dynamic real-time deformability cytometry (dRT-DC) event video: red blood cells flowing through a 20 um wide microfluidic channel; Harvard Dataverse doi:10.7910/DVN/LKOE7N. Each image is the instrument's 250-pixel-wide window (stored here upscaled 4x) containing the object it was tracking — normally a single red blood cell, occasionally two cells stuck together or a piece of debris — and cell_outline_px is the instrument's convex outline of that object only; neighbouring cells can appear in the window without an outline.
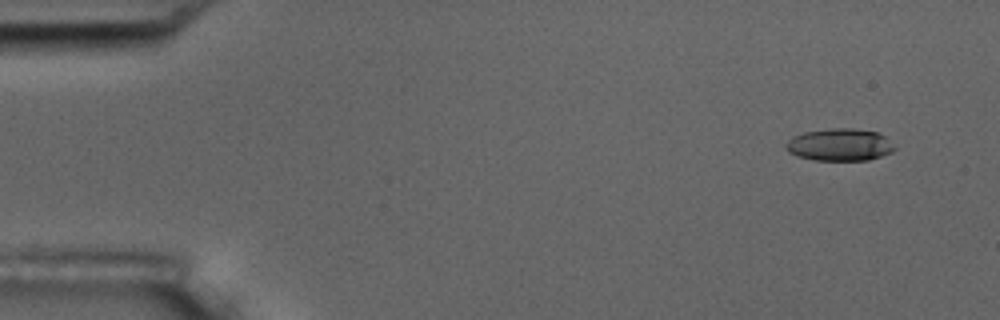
{"species": "common noctule bat (a hibernating species)", "species_latin": "Nyctalus noctula", "temperature_condition": "room temperature", "stored_images_in_passage": 4, "camera_frame_rate_fps": 3000, "um_per_image_px": 0.085, "animal": {"sex": "male", "body_mass_g": 17.5, "forearm_length_mm": 52.3}, "frame": {"image": 1, "passage_image": 1, "time_ms": 0.0, "image_size_px": [1000, 320], "cell_outline_px": [[896, 148], [892, 152], [868, 160], [816, 160], [796, 156], [788, 152], [784, 144], [792, 136], [804, 132], [832, 128], [852, 128], [876, 132], [884, 136]], "centroid_in_image_um": [71.33, 12.3], "position_along_channel_um": 13.7, "area_um2": 20.4}}
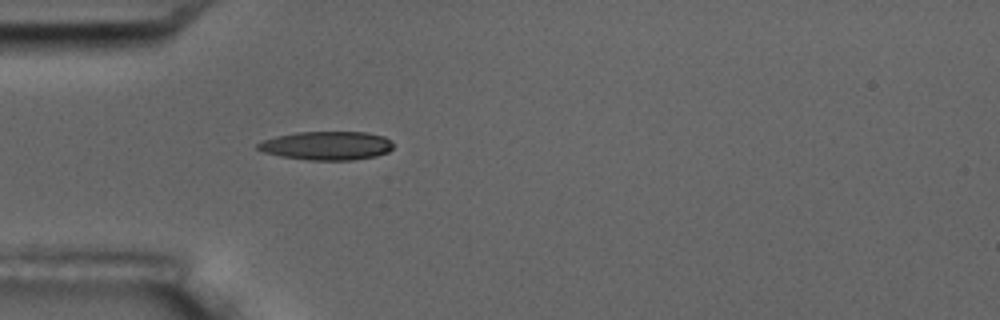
{"frame": {"image": 2, "passage_image": 4, "time_ms": 4.333, "image_size_px": [1000, 320], "cell_outline_px": [[392, 148], [388, 152], [376, 156], [352, 160], [308, 160], [280, 156], [264, 152], [256, 148], [256, 144], [264, 140], [276, 136], [296, 132], [364, 132], [384, 136], [392, 144]], "centroid_in_image_um": [27.75, 12.38], "position_along_channel_um": 57.3, "area_um2": 22.54}}